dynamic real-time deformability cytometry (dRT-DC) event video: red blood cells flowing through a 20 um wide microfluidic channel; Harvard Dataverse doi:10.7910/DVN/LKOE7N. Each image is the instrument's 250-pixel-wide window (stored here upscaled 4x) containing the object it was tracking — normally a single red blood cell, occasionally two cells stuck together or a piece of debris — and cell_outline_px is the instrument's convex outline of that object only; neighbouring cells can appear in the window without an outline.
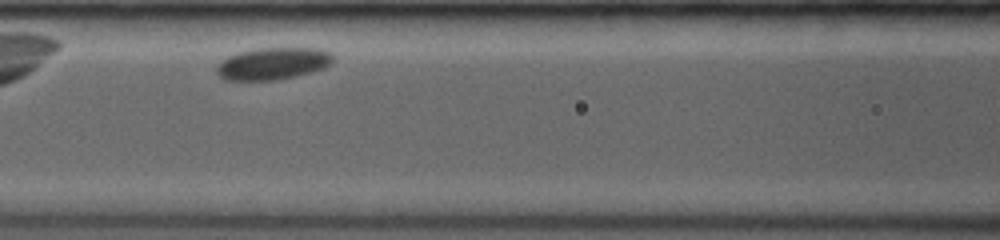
{"species": "common noctule bat (a hibernating species)", "species_latin": "Nyctalus noctula", "temperature_condition": "room temperature", "stored_images_in_passage": 18, "camera_frame_rate_fps": 3500, "um_per_image_px": 0.085, "animal": {"sex": "female", "body_mass_g": 19.0, "forearm_length_mm": 53.3}, "frame": {"image": 1, "passage_image": 6, "time_ms": 2.286, "image_size_px": [1000, 240], "cell_outline_px": [[332, 64], [324, 68], [312, 72], [280, 80], [224, 80], [216, 72], [216, 64], [228, 56], [240, 52], [256, 48], [316, 48], [328, 52], [332, 56]], "centroid_in_image_um": [23.17, 5.41], "position_along_channel_um": 143.4, "area_um2": 21.85}}
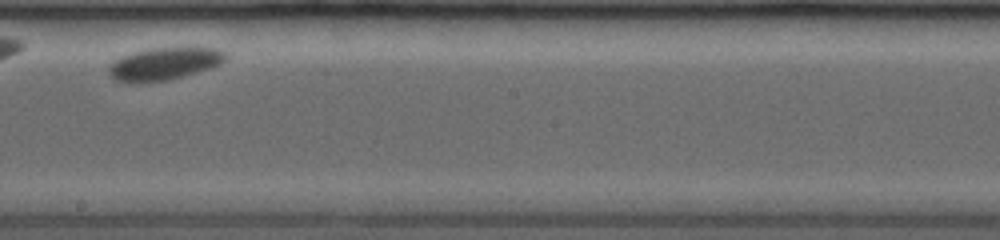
{"frame": {"image": 2, "passage_image": 11, "time_ms": 4.857, "image_size_px": [1000, 240], "cell_outline_px": [[228, 56], [220, 64], [212, 68], [172, 80], [136, 84], [112, 80], [108, 76], [108, 64], [124, 56], [136, 52], [152, 48], [216, 48], [224, 52]], "centroid_in_image_um": [13.92, 5.47], "position_along_channel_um": 234.3, "area_um2": 22.43}}
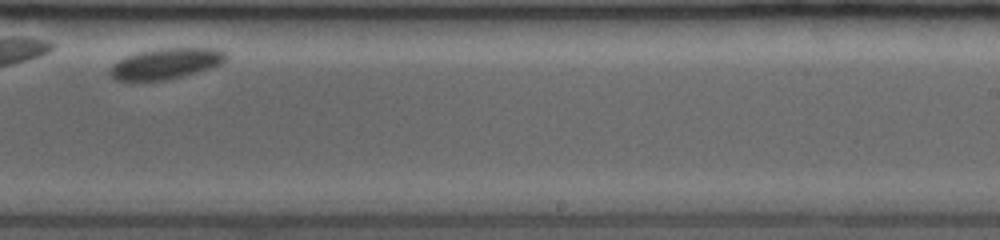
{"frame": {"image": 3, "passage_image": 13, "time_ms": 6.0, "image_size_px": [1000, 240], "cell_outline_px": [[228, 56], [220, 64], [212, 68], [184, 76], [168, 80], [116, 80], [108, 76], [108, 68], [112, 64], [124, 56], [136, 52], [156, 48], [216, 48], [224, 52]], "centroid_in_image_um": [14.05, 5.4], "position_along_channel_um": 275.0, "area_um2": 21.15}}